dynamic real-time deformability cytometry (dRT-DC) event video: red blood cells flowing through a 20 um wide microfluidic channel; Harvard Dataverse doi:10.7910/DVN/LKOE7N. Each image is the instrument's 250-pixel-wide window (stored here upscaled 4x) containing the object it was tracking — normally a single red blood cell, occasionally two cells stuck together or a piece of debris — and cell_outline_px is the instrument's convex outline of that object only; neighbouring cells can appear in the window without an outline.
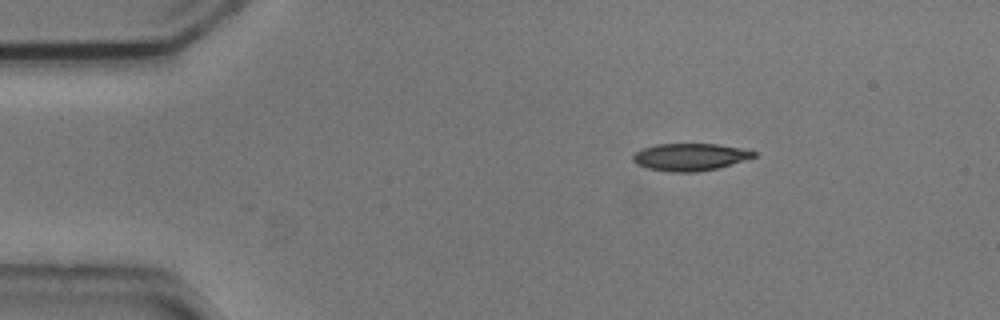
{"species": "common noctule bat (a hibernating species)", "species_latin": "Nyctalus noctula", "temperature_condition": "cold", "stored_images_in_passage": 3, "camera_frame_rate_fps": 3000, "um_per_image_px": 0.085, "animal": {"sex": "male", "body_mass_g": 20.5, "forearm_length_mm": 52.5}, "frame": {"image": 1, "passage_image": 1, "time_ms": 0.0, "image_size_px": [1000, 320], "cell_outline_px": [[756, 156], [716, 168], [696, 172], [672, 172], [648, 168], [636, 164], [632, 160], [632, 156], [640, 148], [656, 144], [720, 144], [740, 148], [756, 152]], "centroid_in_image_um": [58.59, 13.33], "position_along_channel_um": 26.4, "area_um2": 19.07}}